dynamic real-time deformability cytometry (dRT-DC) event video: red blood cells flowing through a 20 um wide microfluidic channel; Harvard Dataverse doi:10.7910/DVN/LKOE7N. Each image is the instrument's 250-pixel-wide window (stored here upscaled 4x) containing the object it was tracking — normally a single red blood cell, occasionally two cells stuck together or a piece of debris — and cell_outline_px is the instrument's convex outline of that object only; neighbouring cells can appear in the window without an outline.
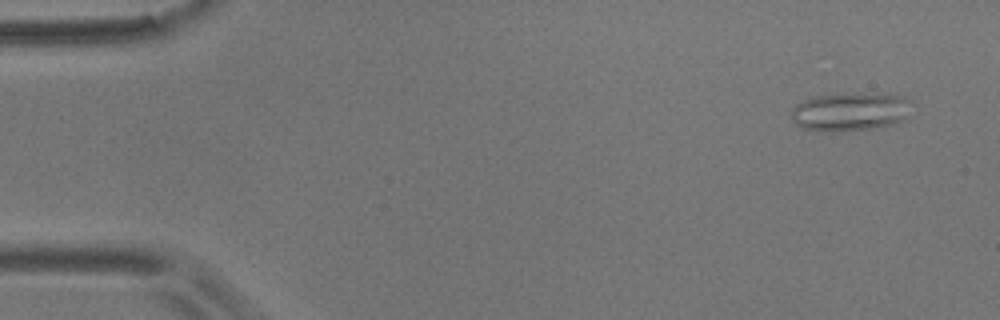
{"species": "common noctule bat (a hibernating species)", "species_latin": "Nyctalus noctula", "temperature_condition": "room temperature", "stored_images_in_passage": 34, "camera_frame_rate_fps": 3000, "um_per_image_px": 0.085, "animal": {"sex": "male", "body_mass_g": 17.9}, "frame": {"image": 1, "passage_image": 4, "time_ms": 1.0, "image_size_px": [1000, 320], "cell_outline_px": [[908, 100], [904, 116], [900, 120], [892, 124], [872, 128], [832, 132], [804, 128], [796, 124], [792, 116], [792, 108], [796, 104], [812, 96], [896, 92], [904, 96]], "centroid_in_image_um": [72.23, 9.47], "position_along_channel_um": 12.8, "area_um2": 26.47}}
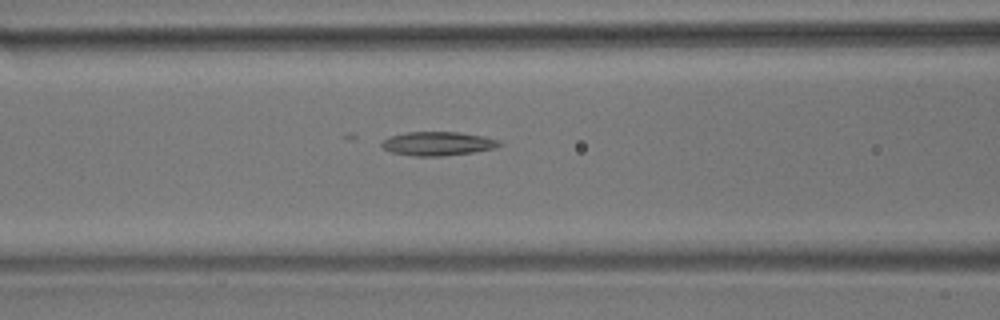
{"frame": {"image": 2, "passage_image": 23, "time_ms": 7.333, "image_size_px": [1000, 320], "cell_outline_px": [[504, 144], [496, 148], [472, 152], [444, 156], [416, 156], [392, 152], [384, 148], [380, 144], [384, 140], [392, 136], [408, 132], [456, 132], [484, 136], [500, 140]], "centroid_in_image_um": [37.28, 12.21], "position_along_channel_um": 129.3, "area_um2": 16.24}}
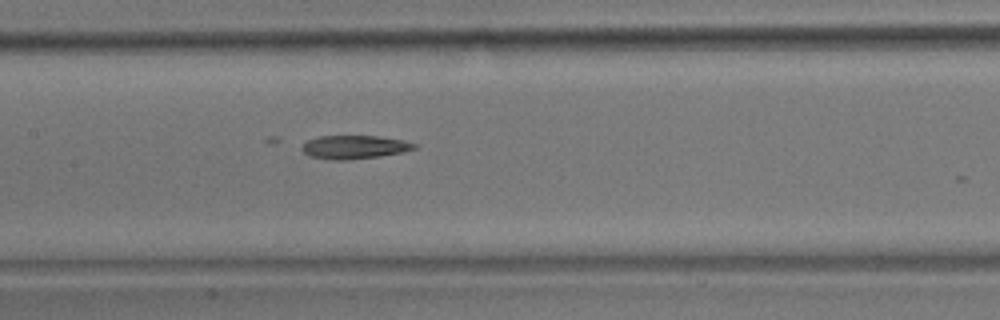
{"frame": {"image": 3, "passage_image": 27, "time_ms": 8.667, "image_size_px": [1000, 320], "cell_outline_px": [[416, 148], [404, 152], [380, 156], [348, 160], [332, 160], [308, 156], [300, 148], [308, 140], [320, 136], [380, 136], [404, 140], [416, 144]], "centroid_in_image_um": [30.13, 12.5], "position_along_channel_um": 177.3, "area_um2": 15.43}}